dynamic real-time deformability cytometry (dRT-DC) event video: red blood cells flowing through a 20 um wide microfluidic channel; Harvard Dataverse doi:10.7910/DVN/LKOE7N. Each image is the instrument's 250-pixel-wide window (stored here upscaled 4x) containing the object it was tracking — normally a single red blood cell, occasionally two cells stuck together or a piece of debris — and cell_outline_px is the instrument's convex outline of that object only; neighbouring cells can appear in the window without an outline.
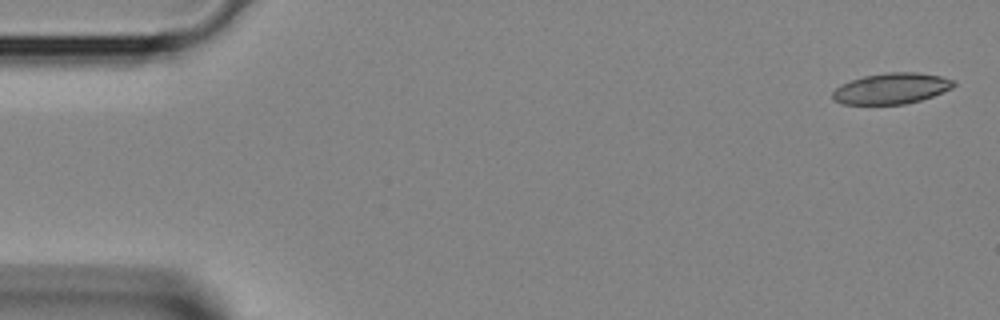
{"species": "Egyptian fruit bat (a non-hibernating species)", "species_latin": "Rousettus aegyptiacus", "temperature_condition": "room temperature", "stored_images_in_passage": 39, "camera_frame_rate_fps": 3000, "um_per_image_px": 0.085, "animal": {"sex": "female"}, "frame": {"image": 1, "passage_image": 1, "time_ms": 0.0, "image_size_px": [1000, 320], "cell_outline_px": [[956, 84], [952, 88], [932, 96], [920, 100], [904, 104], [840, 104], [832, 100], [832, 92], [840, 84], [864, 76], [888, 72], [916, 72], [940, 76], [956, 80]], "centroid_in_image_um": [75.76, 7.52], "position_along_channel_um": 9.2, "area_um2": 21.85}}
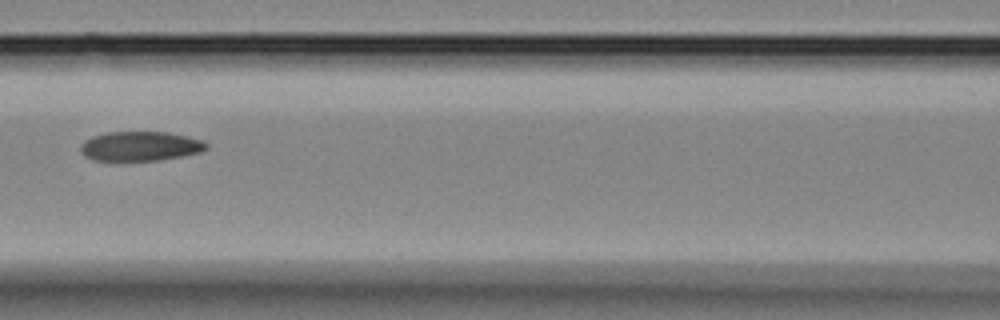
{"frame": {"image": 2, "passage_image": 17, "time_ms": 5.333, "image_size_px": [1000, 320], "cell_outline_px": [[208, 148], [200, 152], [160, 160], [92, 160], [84, 156], [80, 152], [80, 144], [84, 140], [92, 136], [104, 132], [168, 132], [188, 136], [204, 140], [208, 144]], "centroid_in_image_um": [11.9, 12.41], "position_along_channel_um": 154.7, "area_um2": 21.79}}
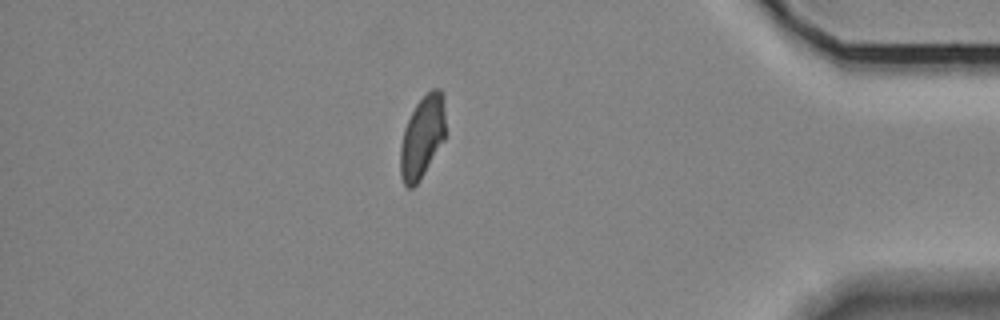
{"frame": {"image": 3, "passage_image": 34, "time_ms": 11.0, "image_size_px": [1000, 320], "cell_outline_px": [[444, 140], [420, 180], [412, 188], [408, 188], [404, 184], [400, 176], [400, 144], [404, 128], [416, 104], [432, 88], [440, 88], [444, 92]], "centroid_in_image_um": [35.88, 11.64], "position_along_channel_um": 399.3, "area_um2": 21.62}}